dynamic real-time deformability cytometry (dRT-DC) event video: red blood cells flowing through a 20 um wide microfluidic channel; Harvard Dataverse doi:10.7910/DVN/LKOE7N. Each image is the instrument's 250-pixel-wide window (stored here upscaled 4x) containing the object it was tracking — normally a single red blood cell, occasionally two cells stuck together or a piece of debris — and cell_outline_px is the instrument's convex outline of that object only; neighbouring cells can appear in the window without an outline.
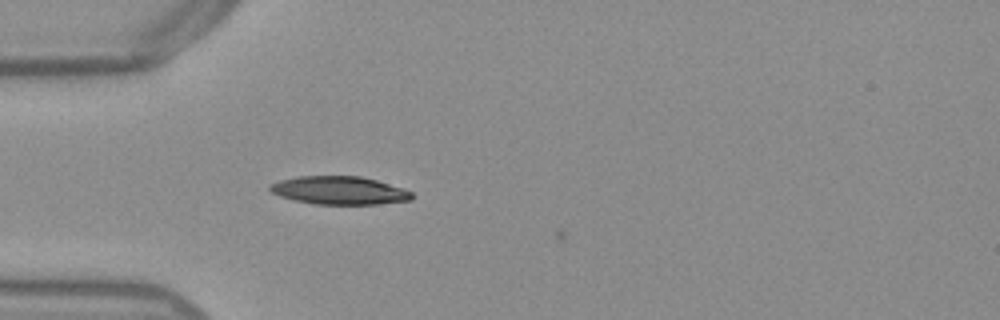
{"species": "Egyptian fruit bat (a non-hibernating species)", "species_latin": "Rousettus aegyptiacus", "temperature_condition": "warm", "stored_images_in_passage": 5, "camera_frame_rate_fps": 3000, "um_per_image_px": 0.085, "frame": {"image": 1, "passage_image": 4, "time_ms": 1.0, "image_size_px": [1000, 320], "cell_outline_px": [[412, 200], [376, 204], [316, 204], [296, 200], [280, 196], [272, 192], [268, 188], [268, 184], [280, 180], [296, 176], [360, 176], [376, 180], [404, 188], [412, 192]], "centroid_in_image_um": [28.83, 16.18], "position_along_channel_um": 56.2, "area_um2": 23.24}}